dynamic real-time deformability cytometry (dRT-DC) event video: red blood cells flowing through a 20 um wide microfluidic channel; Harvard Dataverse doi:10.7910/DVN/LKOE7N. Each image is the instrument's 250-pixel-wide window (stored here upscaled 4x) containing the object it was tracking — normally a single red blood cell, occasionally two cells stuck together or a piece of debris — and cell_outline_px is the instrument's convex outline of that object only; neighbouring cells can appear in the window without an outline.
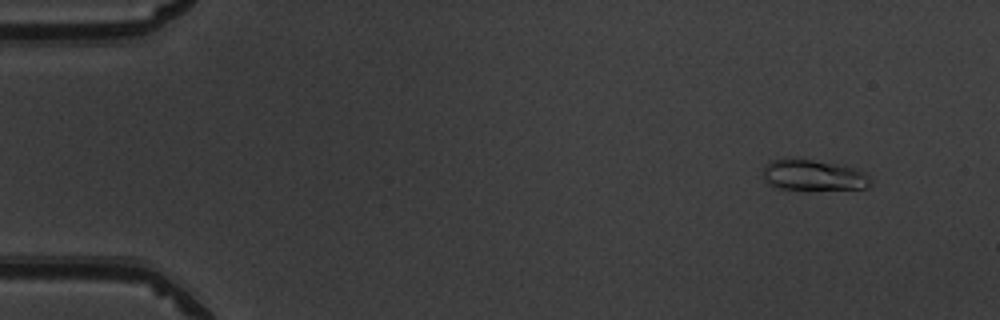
{"species": "common noctule bat (a hibernating species)", "species_latin": "Nyctalus noctula", "temperature_condition": "warm", "stored_images_in_passage": 47, "camera_frame_rate_fps": 3000, "um_per_image_px": 0.085, "animal": {"sex": "male", "body_mass_g": 19.5, "forearm_length_mm": 54.6}, "frame": {"image": 1, "passage_image": 1, "time_ms": 0.0, "image_size_px": [1000, 320], "cell_outline_px": [[872, 184], [868, 188], [776, 188], [768, 184], [764, 180], [764, 164], [768, 160], [784, 156], [796, 156], [856, 168], [864, 172], [872, 180]], "centroid_in_image_um": [69.06, 14.82], "position_along_channel_um": 15.9, "area_um2": 19.65}}
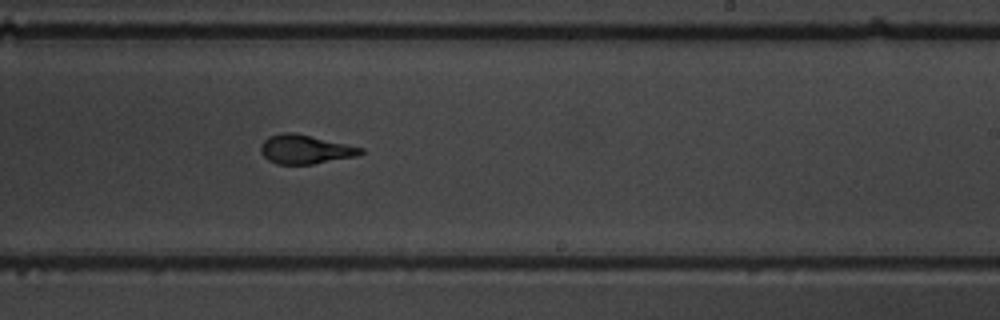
{"frame": {"image": 2, "passage_image": 28, "time_ms": 9.0, "image_size_px": [1000, 320], "cell_outline_px": [[364, 152], [356, 156], [312, 164], [276, 164], [268, 160], [260, 152], [260, 144], [268, 136], [284, 132], [292, 132], [364, 148]], "centroid_in_image_um": [25.9, 12.7], "position_along_channel_um": 263.1, "area_um2": 16.76}}
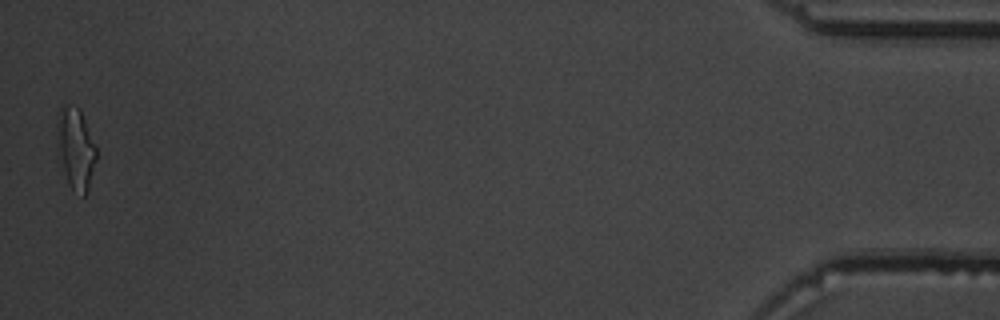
{"frame": {"image": 3, "passage_image": 47, "time_ms": 15.333, "image_size_px": [1000, 320], "cell_outline_px": [[96, 160], [88, 192], [84, 196], [72, 192], [68, 184], [56, 136], [56, 116], [60, 108], [64, 104], [68, 104], [80, 108], [96, 144]], "centroid_in_image_um": [6.45, 12.59], "position_along_channel_um": 428.7, "area_um2": 18.84}, "authors_computed_cell_mechanics": {"area_um2": 16.8776, "velocity_mm_per_s": 4.0165, "shape_relaxation_time_tau1_ms": 4.6941, "shape_relaxation_time_tau2_ms": 1.0665, "deformation_change_tau1": 0.2321, "deformation_change_tau2": 0.1008}}